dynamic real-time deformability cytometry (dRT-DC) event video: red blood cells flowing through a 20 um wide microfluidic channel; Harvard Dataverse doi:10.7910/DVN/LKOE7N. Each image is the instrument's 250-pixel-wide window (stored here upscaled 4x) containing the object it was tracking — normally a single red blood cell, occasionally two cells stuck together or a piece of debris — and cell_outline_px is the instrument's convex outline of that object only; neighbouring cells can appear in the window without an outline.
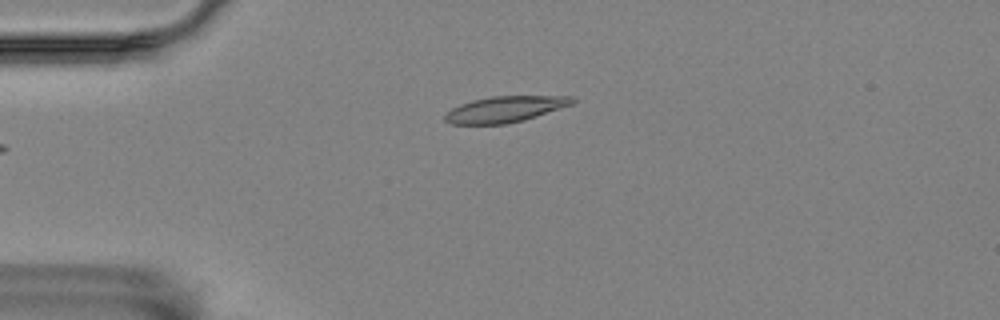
{"species": "Egyptian fruit bat (a non-hibernating species)", "species_latin": "Rousettus aegyptiacus", "temperature_condition": "room temperature", "stored_images_in_passage": 40, "camera_frame_rate_fps": 3000, "um_per_image_px": 0.085, "animal": {"sex": "female"}, "frame": {"image": 1, "passage_image": 2, "time_ms": 0.333, "image_size_px": [1000, 320], "cell_outline_px": [[576, 100], [572, 104], [524, 120], [504, 124], [452, 124], [444, 120], [444, 116], [452, 108], [460, 104], [472, 100], [492, 96], [576, 96]], "centroid_in_image_um": [42.93, 9.28], "position_along_channel_um": 42.1, "area_um2": 19.19}}
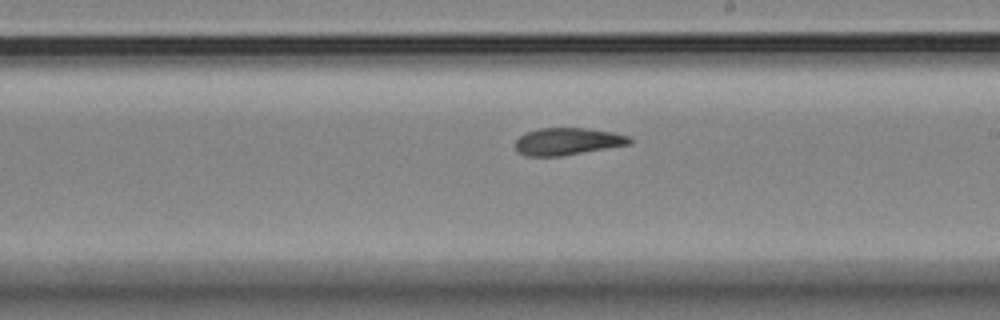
{"frame": {"image": 2, "passage_image": 21, "time_ms": 6.667, "image_size_px": [1000, 320], "cell_outline_px": [[632, 144], [560, 156], [524, 156], [516, 152], [516, 140], [520, 136], [528, 132], [540, 128], [584, 128], [612, 132], [628, 136], [632, 140]], "centroid_in_image_um": [48.23, 12.03], "position_along_channel_um": 240.8, "area_um2": 18.03}}
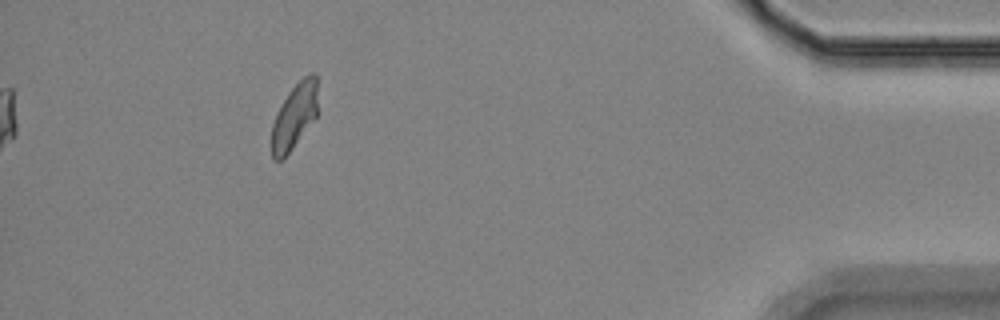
{"frame": {"image": 3, "passage_image": 40, "time_ms": 13.0, "image_size_px": [1000, 320], "cell_outline_px": [[316, 116], [292, 148], [280, 160], [272, 160], [272, 124], [276, 112], [288, 92], [304, 76], [312, 72], [316, 72]], "centroid_in_image_um": [25.0, 9.86], "position_along_channel_um": 410.2, "area_um2": 17.17}}